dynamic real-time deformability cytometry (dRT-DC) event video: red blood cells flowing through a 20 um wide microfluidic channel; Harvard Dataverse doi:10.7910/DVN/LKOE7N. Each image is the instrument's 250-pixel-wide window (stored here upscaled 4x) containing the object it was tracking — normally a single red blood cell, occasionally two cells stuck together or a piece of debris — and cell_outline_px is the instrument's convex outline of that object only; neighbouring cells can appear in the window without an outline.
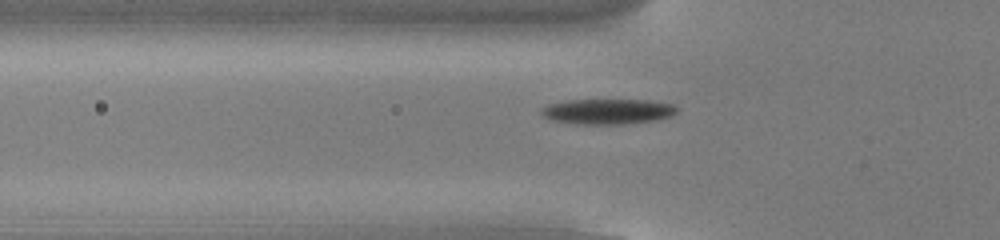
{"species": "common noctule bat (a hibernating species)", "species_latin": "Nyctalus noctula", "temperature_condition": "cold", "stored_images_in_passage": 42, "camera_frame_rate_fps": 3000, "um_per_image_px": 0.085, "animal": {"sex": "male", "body_mass_g": 13.0, "forearm_length_mm": 53.1}, "frame": {"image": 1, "passage_image": 6, "time_ms": 1.667, "image_size_px": [1000, 240], "cell_outline_px": [[676, 112], [672, 116], [660, 120], [628, 124], [576, 124], [552, 120], [544, 116], [540, 112], [540, 108], [548, 104], [568, 100], [648, 100], [672, 104], [676, 108]], "centroid_in_image_um": [51.66, 9.48], "position_along_channel_um": 74.1, "area_um2": 20.17}}
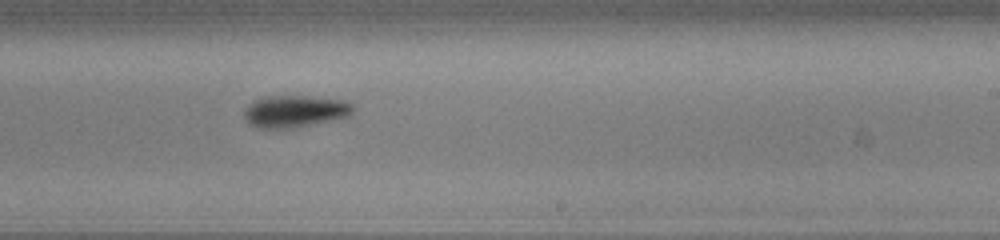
{"frame": {"image": 2, "passage_image": 21, "time_ms": 6.667, "image_size_px": [1000, 240], "cell_outline_px": [[352, 112], [348, 116], [292, 128], [256, 128], [248, 124], [244, 116], [244, 108], [256, 100], [264, 96], [304, 96], [344, 100], [352, 104]], "centroid_in_image_um": [25.0, 9.46], "position_along_channel_um": 264.0, "area_um2": 20.06}}
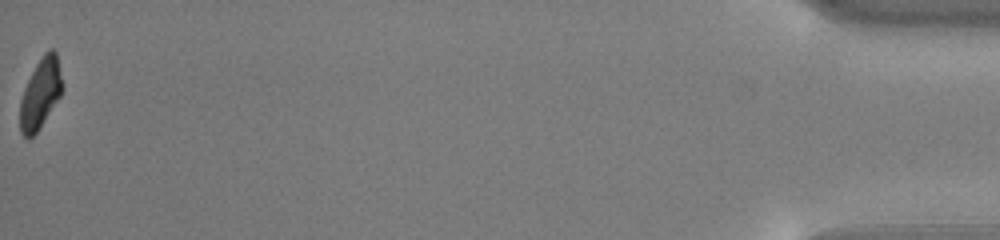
{"frame": {"image": 3, "passage_image": 42, "time_ms": 13.667, "image_size_px": [1000, 240], "cell_outline_px": [[64, 88], [60, 96], [36, 132], [28, 140], [20, 132], [20, 100], [24, 88], [36, 64], [44, 52], [48, 48], [52, 48], [56, 52]], "centroid_in_image_um": [3.44, 7.92], "position_along_channel_um": 431.8, "area_um2": 17.17}, "authors_computed_cell_mechanics": {"area_um2": 19.652, "velocity_mm_per_s": 3.798, "shape_relaxation_time_tau1_ms": 2.2544, "shape_relaxation_time_tau2_ms": 11.0278, "deformation_change_tau1": 0.1363, "deformation_change_tau2": 0.1536}}